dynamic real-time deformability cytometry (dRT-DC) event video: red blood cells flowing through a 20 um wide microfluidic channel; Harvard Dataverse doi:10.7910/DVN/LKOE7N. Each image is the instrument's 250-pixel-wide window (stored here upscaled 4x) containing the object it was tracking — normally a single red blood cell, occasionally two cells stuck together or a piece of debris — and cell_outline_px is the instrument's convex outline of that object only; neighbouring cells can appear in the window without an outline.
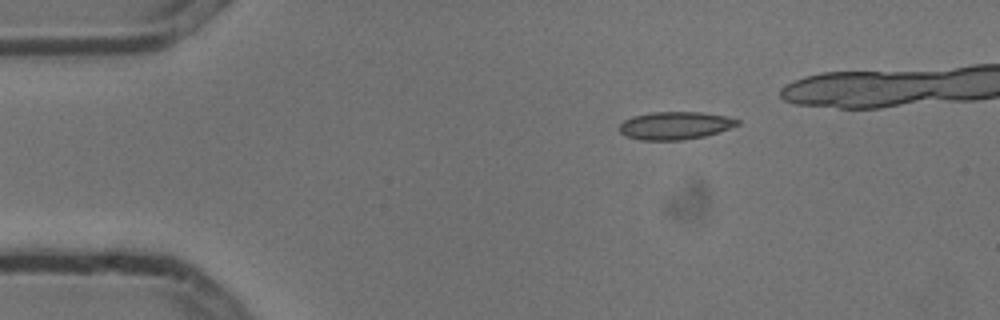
{"species": "common noctule bat (a hibernating species)", "species_latin": "Nyctalus noctula", "temperature_condition": "cold", "stored_images_in_passage": 3, "camera_frame_rate_fps": 3000, "um_per_image_px": 0.085, "animal": {"sex": "male", "body_mass_g": 13.3}, "frame": {"image": 1, "passage_image": 1, "time_ms": 0.0, "image_size_px": [1000, 320], "cell_outline_px": [[740, 124], [704, 136], [684, 140], [640, 140], [624, 136], [616, 128], [624, 120], [632, 116], [652, 112], [700, 112], [724, 116], [740, 120]], "centroid_in_image_um": [57.31, 10.67], "position_along_channel_um": 27.7, "area_um2": 19.13}}